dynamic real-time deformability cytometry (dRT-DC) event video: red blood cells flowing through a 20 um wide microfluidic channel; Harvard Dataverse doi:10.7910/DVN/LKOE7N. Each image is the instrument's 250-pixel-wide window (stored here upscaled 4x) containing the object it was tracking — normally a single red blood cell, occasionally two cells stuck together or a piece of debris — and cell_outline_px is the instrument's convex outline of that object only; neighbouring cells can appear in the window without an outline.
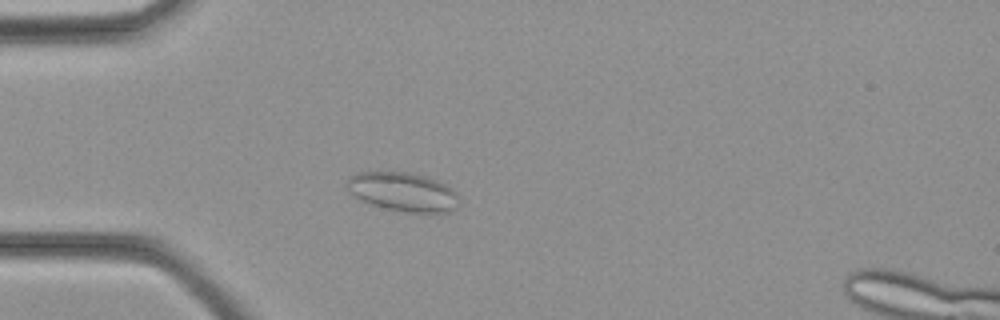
{"species": "common noctule bat (a hibernating species)", "species_latin": "Nyctalus noctula", "temperature_condition": "cold", "stored_images_in_passage": 29, "camera_frame_rate_fps": 3000, "um_per_image_px": 0.085, "animal": {"sex": "female", "body_mass_g": 21.9}, "frame": {"image": 1, "passage_image": 2, "time_ms": 0.333, "image_size_px": [1000, 320], "cell_outline_px": [[460, 196], [456, 208], [448, 212], [408, 212], [388, 208], [372, 204], [356, 196], [344, 188], [344, 184], [348, 176], [360, 172], [408, 172], [424, 176], [436, 180], [452, 188]], "centroid_in_image_um": [34.24, 16.29], "position_along_channel_um": 50.8, "area_um2": 25.32}}
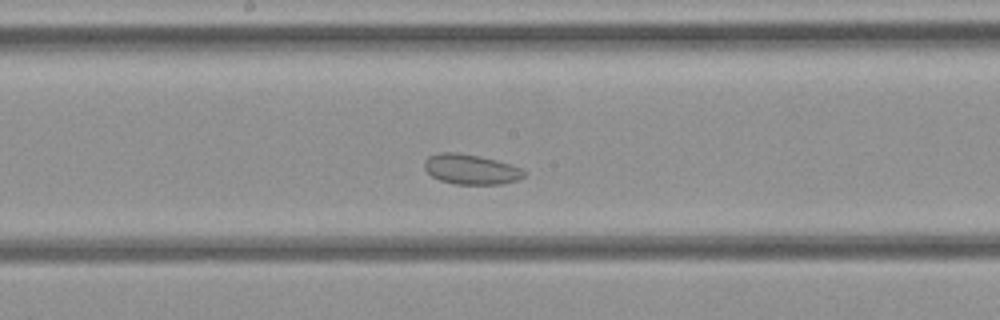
{"frame": {"image": 2, "passage_image": 11, "time_ms": 3.333, "image_size_px": [1000, 320], "cell_outline_px": [[524, 176], [516, 180], [504, 184], [456, 184], [440, 180], [432, 176], [424, 168], [424, 160], [428, 156], [440, 152], [456, 152], [480, 156], [496, 160], [524, 168]], "centroid_in_image_um": [40.02, 14.38], "position_along_channel_um": 208.2, "area_um2": 17.51}}
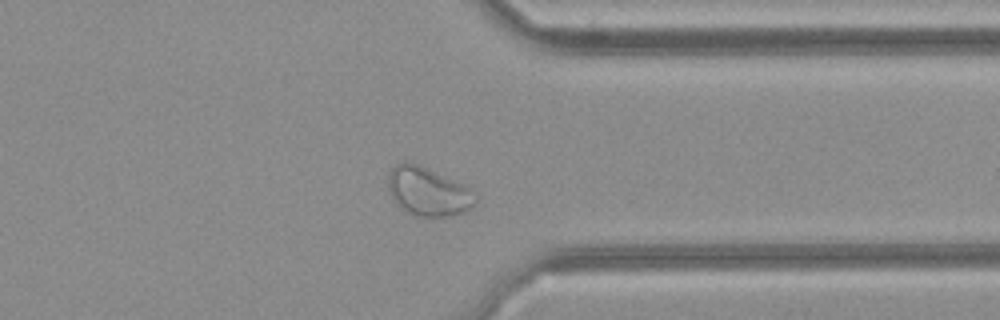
{"frame": {"image": 3, "passage_image": 20, "time_ms": 6.333, "image_size_px": [1000, 320], "cell_outline_px": [[476, 204], [464, 212], [448, 216], [420, 216], [408, 212], [400, 208], [396, 204], [388, 188], [388, 172], [396, 164], [404, 160], [408, 160], [464, 184], [468, 188], [476, 200]], "centroid_in_image_um": [36.34, 16.26], "position_along_channel_um": 375.1, "area_um2": 24.57}}